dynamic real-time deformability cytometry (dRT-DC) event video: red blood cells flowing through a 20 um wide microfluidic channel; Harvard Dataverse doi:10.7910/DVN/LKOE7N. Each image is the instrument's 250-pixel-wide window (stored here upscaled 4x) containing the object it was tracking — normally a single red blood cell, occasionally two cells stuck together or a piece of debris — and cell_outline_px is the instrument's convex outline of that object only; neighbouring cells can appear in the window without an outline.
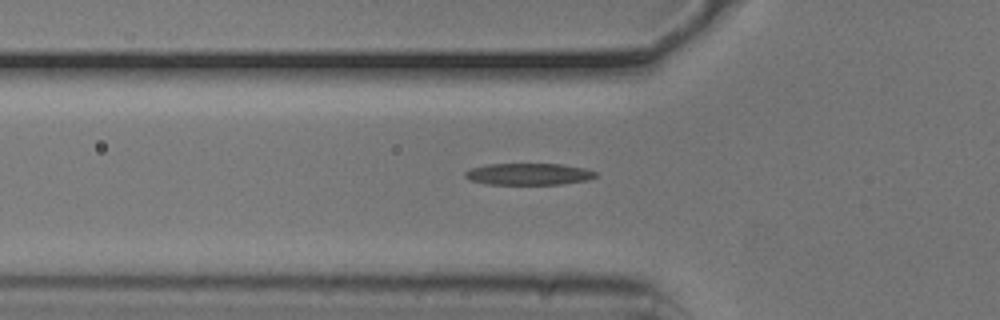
{"species": "common noctule bat (a hibernating species)", "species_latin": "Nyctalus noctula", "temperature_condition": "cold", "stored_images_in_passage": 38, "camera_frame_rate_fps": 3000, "um_per_image_px": 0.085, "animal": {"sex": "male", "body_mass_g": 20.5, "forearm_length_mm": 52.5}, "frame": {"image": 1, "passage_image": 6, "time_ms": 1.667, "image_size_px": [1000, 320], "cell_outline_px": [[600, 176], [588, 180], [560, 184], [484, 184], [472, 180], [464, 176], [464, 172], [468, 168], [488, 164], [560, 164], [584, 168], [596, 172]], "centroid_in_image_um": [44.93, 14.79], "position_along_channel_um": 80.9, "area_um2": 16.59}}
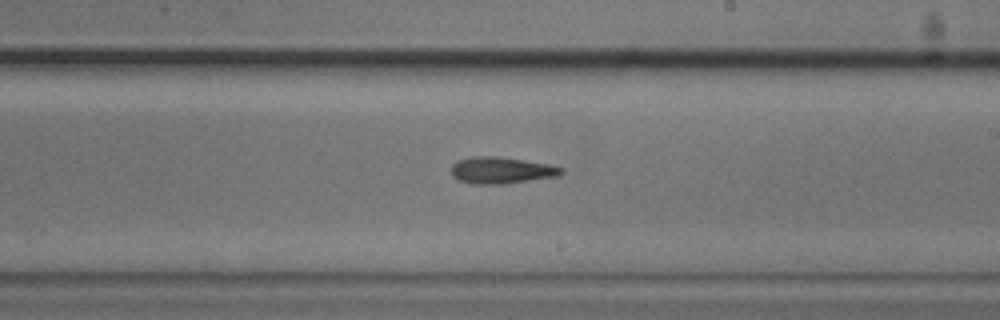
{"frame": {"image": 2, "passage_image": 19, "time_ms": 6.0, "image_size_px": [1000, 320], "cell_outline_px": [[564, 172], [560, 176], [504, 184], [472, 184], [460, 180], [452, 176], [452, 164], [456, 160], [472, 156], [496, 156], [524, 160], [548, 164], [564, 168]], "centroid_in_image_um": [42.62, 14.47], "position_along_channel_um": 246.4, "area_um2": 17.22}}
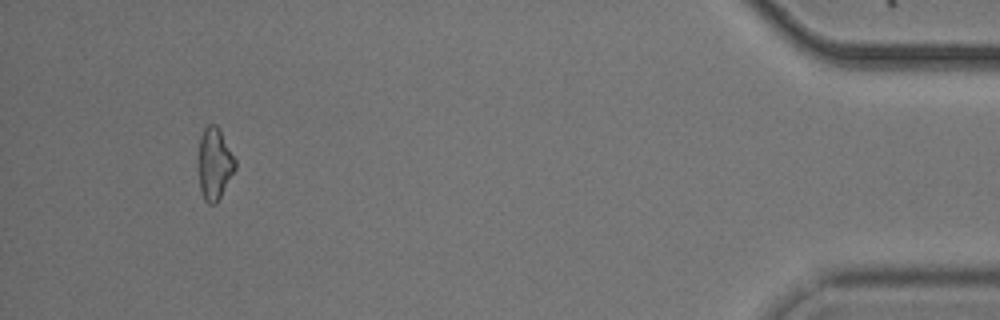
{"frame": {"image": 3, "passage_image": 38, "time_ms": 12.333, "image_size_px": [1000, 320], "cell_outline_px": [[236, 168], [216, 204], [208, 204], [204, 200], [200, 188], [200, 136], [204, 128], [208, 124], [216, 124], [236, 160]], "centroid_in_image_um": [18.25, 13.93], "position_along_channel_um": 416.9, "area_um2": 14.97}, "authors_computed_cell_mechanics": {"area_um2": 16.0684, "velocity_mm_per_s": 3.789, "shape_relaxation_time_tau1_ms": 2.0782, "shape_relaxation_time_tau2_ms": 5.4914, "deformation_change_tau1": 0.1105, "deformation_change_tau2": 0.167}}